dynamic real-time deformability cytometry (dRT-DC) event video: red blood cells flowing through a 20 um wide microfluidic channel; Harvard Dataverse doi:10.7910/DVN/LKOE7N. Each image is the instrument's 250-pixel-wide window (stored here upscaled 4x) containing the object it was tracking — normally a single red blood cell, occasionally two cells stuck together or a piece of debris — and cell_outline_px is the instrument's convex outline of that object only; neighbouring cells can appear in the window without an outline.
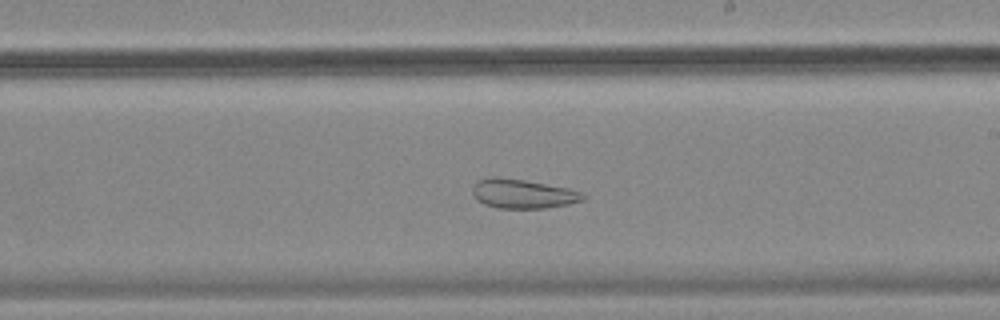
{"species": "common noctule bat (a hibernating species)", "species_latin": "Nyctalus noctula", "temperature_condition": "cold", "stored_images_in_passage": 58, "camera_frame_rate_fps": 3000, "um_per_image_px": 0.085, "animal": {"sex": "female", "body_mass_g": 18.4}, "frame": {"image": 1, "passage_image": 34, "time_ms": 11.0, "image_size_px": [1000, 320], "cell_outline_px": [[584, 200], [568, 204], [544, 208], [496, 208], [484, 204], [476, 200], [472, 192], [472, 188], [476, 180], [492, 176], [500, 176], [524, 180], [568, 188], [584, 192]], "centroid_in_image_um": [44.4, 16.46], "position_along_channel_um": 244.6, "area_um2": 19.02}}
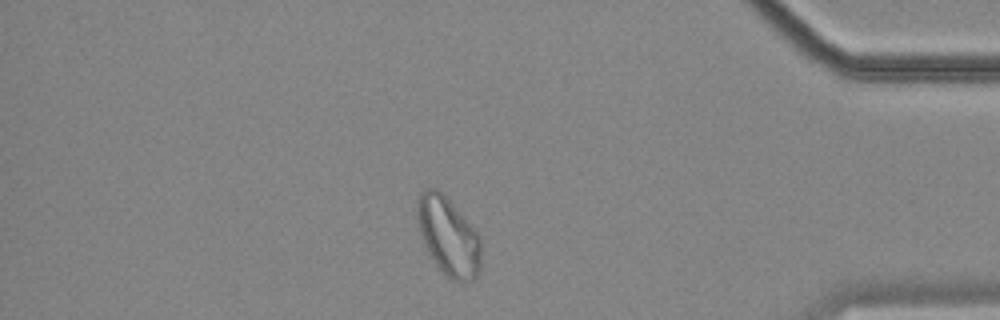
{"frame": {"image": 2, "passage_image": 50, "time_ms": 16.333, "image_size_px": [1000, 320], "cell_outline_px": [[480, 268], [476, 276], [472, 280], [452, 280], [436, 264], [428, 252], [424, 244], [420, 232], [416, 216], [416, 200], [428, 188], [436, 188], [452, 204], [480, 236]], "centroid_in_image_um": [38.09, 20.08], "position_along_channel_um": 397.1, "area_um2": 28.38}, "authors_computed_cell_mechanics": {"area_um2": 28.6688, "velocity_mm_per_s": 3.4695, "shape_relaxation_time_tau1_ms": null, "shape_relaxation_time_tau2_ms": 1.7807, "deformation_change_tau1": null, "deformation_change_tau2": 0.071}}